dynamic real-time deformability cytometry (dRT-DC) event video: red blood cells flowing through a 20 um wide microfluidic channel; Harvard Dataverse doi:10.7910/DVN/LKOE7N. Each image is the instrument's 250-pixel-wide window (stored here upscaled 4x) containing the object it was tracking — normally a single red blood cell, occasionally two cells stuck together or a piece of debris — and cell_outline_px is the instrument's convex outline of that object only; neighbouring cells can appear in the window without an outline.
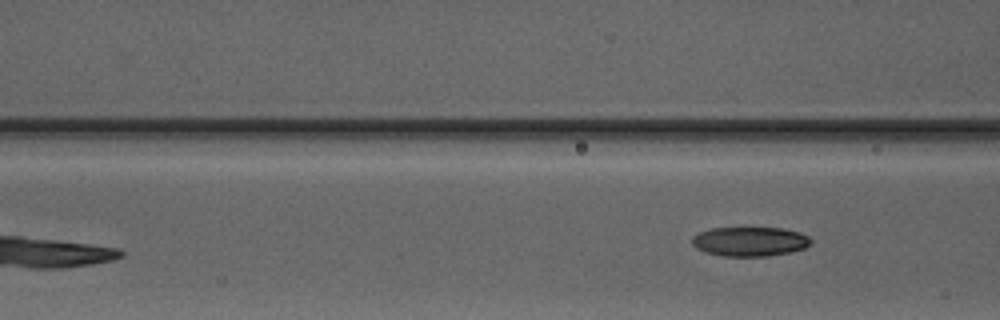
{"species": "Egyptian fruit bat (a non-hibernating species)", "species_latin": "Rousettus aegyptiacus", "temperature_condition": "warm", "stored_images_in_passage": 3, "camera_frame_rate_fps": 3000, "um_per_image_px": 0.085, "animal": {"sex": "male"}, "frame": {"image": 1, "passage_image": 3, "time_ms": 2.333, "image_size_px": [1000, 320], "cell_outline_px": [[812, 240], [804, 248], [792, 252], [768, 256], [724, 256], [704, 252], [696, 248], [692, 244], [692, 236], [700, 232], [712, 228], [780, 228], [800, 232], [808, 236]], "centroid_in_image_um": [63.73, 20.53], "position_along_channel_um": 102.9, "area_um2": 20.35}}